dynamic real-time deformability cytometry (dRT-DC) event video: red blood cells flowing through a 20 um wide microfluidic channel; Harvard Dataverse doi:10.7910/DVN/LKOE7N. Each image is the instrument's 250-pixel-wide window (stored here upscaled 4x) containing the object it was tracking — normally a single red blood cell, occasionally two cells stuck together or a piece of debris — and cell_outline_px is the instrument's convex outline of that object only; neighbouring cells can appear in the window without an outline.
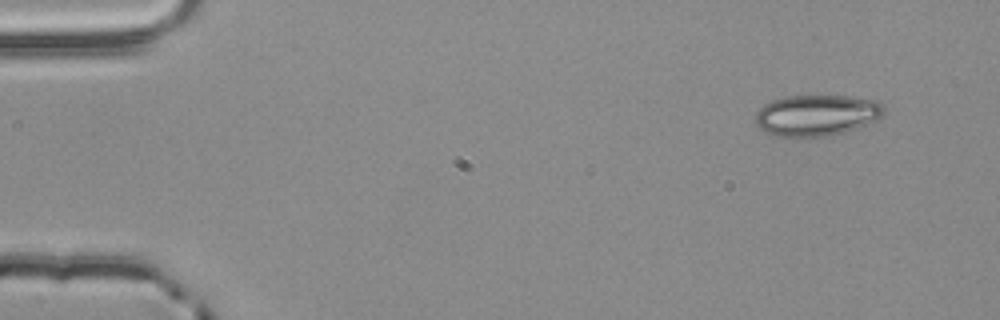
{"species": "common noctule bat (a hibernating species)", "species_latin": "Nyctalus noctula", "temperature_condition": "room temperature", "stored_images_in_passage": 4, "camera_frame_rate_fps": 3000, "um_per_image_px": 0.085, "animal": {"sex": "male", "body_mass_g": 20.4}, "frame": {"image": 1, "passage_image": 1, "time_ms": 0.0, "image_size_px": [1000, 320], "cell_outline_px": [[884, 116], [876, 120], [856, 128], [844, 132], [828, 136], [800, 140], [776, 136], [764, 132], [756, 124], [756, 112], [764, 104], [772, 100], [784, 96], [852, 96], [876, 100], [884, 104]], "centroid_in_image_um": [69.4, 9.83], "position_along_channel_um": 15.6, "area_um2": 31.67}}